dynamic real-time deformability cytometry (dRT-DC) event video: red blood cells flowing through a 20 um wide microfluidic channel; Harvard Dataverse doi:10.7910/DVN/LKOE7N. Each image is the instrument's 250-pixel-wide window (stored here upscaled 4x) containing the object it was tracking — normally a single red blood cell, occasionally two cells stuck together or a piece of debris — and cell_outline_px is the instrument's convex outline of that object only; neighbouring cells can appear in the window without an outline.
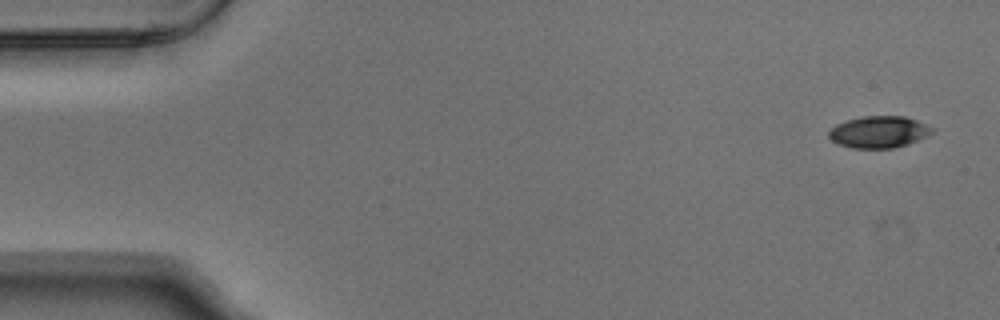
{"species": "Egyptian fruit bat (a non-hibernating species)", "species_latin": "Rousettus aegyptiacus", "temperature_condition": "warm", "stored_images_in_passage": 4, "camera_frame_rate_fps": 3000, "um_per_image_px": 0.085, "animal": {"sex": "male"}, "frame": {"image": 1, "passage_image": 1, "time_ms": 0.0, "image_size_px": [1000, 320], "cell_outline_px": [[936, 132], [928, 136], [908, 144], [892, 148], [852, 148], [840, 144], [832, 140], [828, 136], [828, 132], [836, 124], [848, 120], [864, 116], [904, 116], [916, 120], [932, 128]], "centroid_in_image_um": [74.73, 11.22], "position_along_channel_um": 10.3, "area_um2": 19.02}}